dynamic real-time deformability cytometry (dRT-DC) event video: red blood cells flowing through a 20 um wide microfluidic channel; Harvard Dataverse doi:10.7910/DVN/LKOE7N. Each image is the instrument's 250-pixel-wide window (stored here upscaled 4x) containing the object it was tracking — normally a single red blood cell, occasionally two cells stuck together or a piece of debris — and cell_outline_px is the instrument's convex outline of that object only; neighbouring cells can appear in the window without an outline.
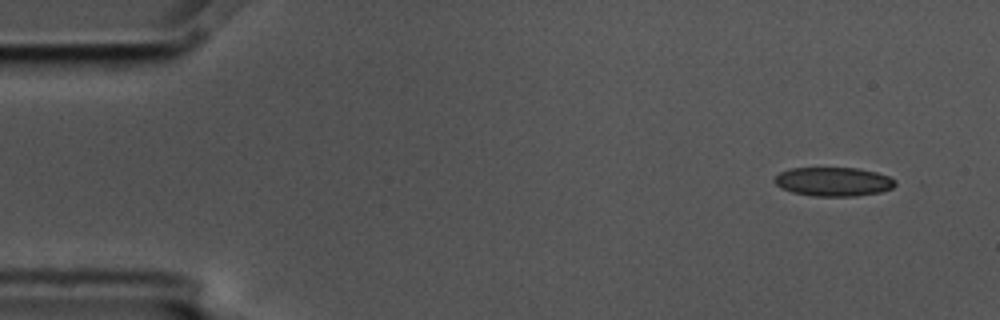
{"species": "common noctule bat (a hibernating species)", "species_latin": "Nyctalus noctula", "temperature_condition": "cold", "stored_images_in_passage": 3, "camera_frame_rate_fps": 3000, "um_per_image_px": 0.085, "animal": {"sex": "male", "body_mass_g": 17.5, "forearm_length_mm": 52.3}, "frame": {"image": 1, "passage_image": 1, "time_ms": 0.0, "image_size_px": [1000, 320], "cell_outline_px": [[896, 184], [892, 188], [880, 192], [856, 196], [812, 196], [792, 192], [780, 188], [772, 180], [780, 172], [792, 168], [856, 168], [876, 172], [888, 176], [896, 180]], "centroid_in_image_um": [70.83, 15.44], "position_along_channel_um": 14.2, "area_um2": 20.4}}
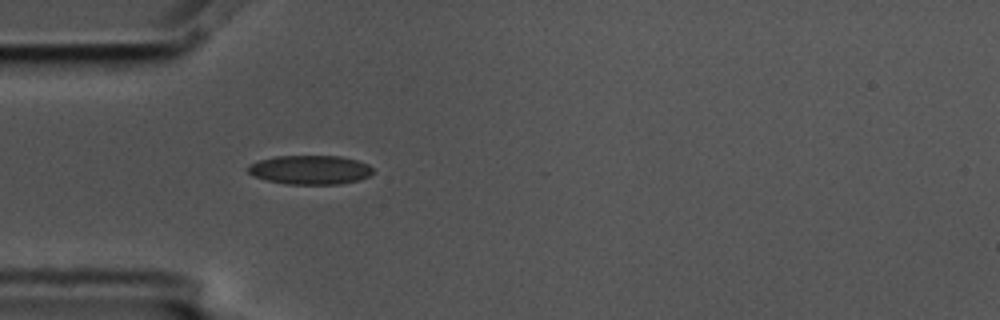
{"frame": {"image": 2, "passage_image": 3, "time_ms": 0.667, "image_size_px": [1000, 320], "cell_outline_px": [[372, 172], [368, 176], [360, 180], [340, 184], [288, 184], [268, 180], [252, 176], [248, 172], [248, 168], [252, 164], [260, 160], [276, 156], [340, 156], [356, 160], [368, 164], [372, 168]], "centroid_in_image_um": [26.38, 14.44], "position_along_channel_um": 58.6, "area_um2": 20.98}}